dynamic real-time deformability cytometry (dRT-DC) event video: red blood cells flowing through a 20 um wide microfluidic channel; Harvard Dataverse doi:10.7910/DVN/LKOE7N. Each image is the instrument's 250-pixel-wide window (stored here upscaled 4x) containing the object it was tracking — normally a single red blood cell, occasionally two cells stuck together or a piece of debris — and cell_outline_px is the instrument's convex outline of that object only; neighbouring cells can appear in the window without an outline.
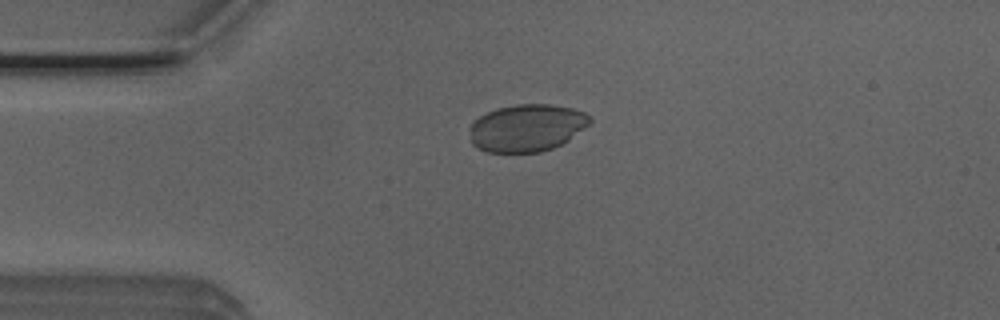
{"species": "Egyptian fruit bat (a non-hibernating species)", "species_latin": "Rousettus aegyptiacus", "temperature_condition": "room temperature", "stored_images_in_passage": 41, "camera_frame_rate_fps": 3000, "um_per_image_px": 0.085, "animal": {"sex": "male"}, "frame": {"image": 1, "passage_image": 1, "time_ms": 0.0, "image_size_px": [1000, 320], "cell_outline_px": [[592, 120], [588, 124], [568, 140], [552, 148], [540, 152], [488, 152], [476, 148], [472, 144], [468, 128], [480, 116], [496, 108], [516, 104], [548, 104], [572, 108], [584, 112]], "centroid_in_image_um": [44.74, 10.87], "position_along_channel_um": 40.3, "area_um2": 33.0}}
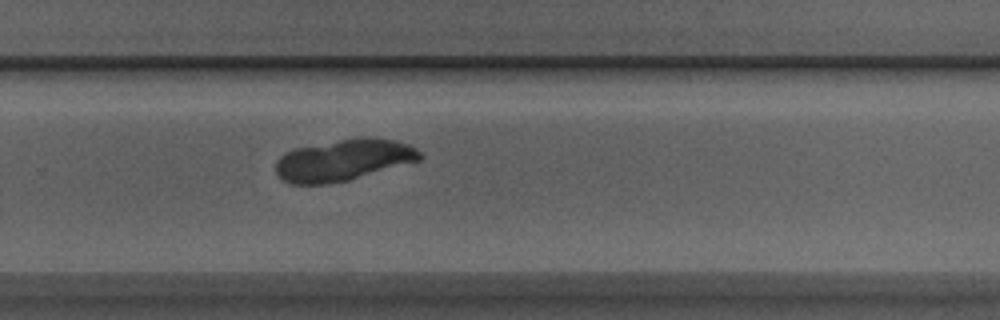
{"frame": {"image": 2, "passage_image": 23, "time_ms": 7.333, "image_size_px": [1000, 320], "cell_outline_px": [[424, 156], [420, 160], [348, 180], [328, 184], [288, 184], [276, 172], [276, 160], [284, 152], [296, 148], [340, 140], [368, 136], [372, 136], [396, 140], [412, 144]], "centroid_in_image_um": [29.23, 13.59], "position_along_channel_um": 300.6, "area_um2": 34.91}}
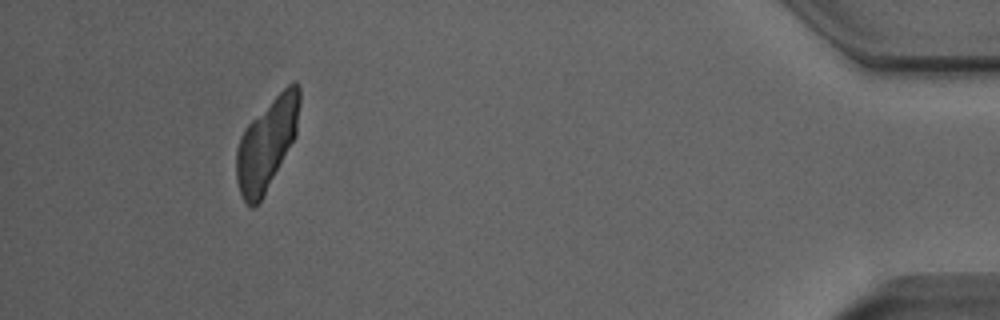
{"frame": {"image": 3, "passage_image": 37, "time_ms": 12.0, "image_size_px": [1000, 320], "cell_outline_px": [[300, 104], [296, 136], [264, 196], [252, 208], [244, 200], [240, 192], [236, 180], [236, 148], [240, 136], [244, 128], [292, 80], [296, 80], [300, 88]], "centroid_in_image_um": [22.69, 12.22], "position_along_channel_um": 412.5, "area_um2": 33.47}}